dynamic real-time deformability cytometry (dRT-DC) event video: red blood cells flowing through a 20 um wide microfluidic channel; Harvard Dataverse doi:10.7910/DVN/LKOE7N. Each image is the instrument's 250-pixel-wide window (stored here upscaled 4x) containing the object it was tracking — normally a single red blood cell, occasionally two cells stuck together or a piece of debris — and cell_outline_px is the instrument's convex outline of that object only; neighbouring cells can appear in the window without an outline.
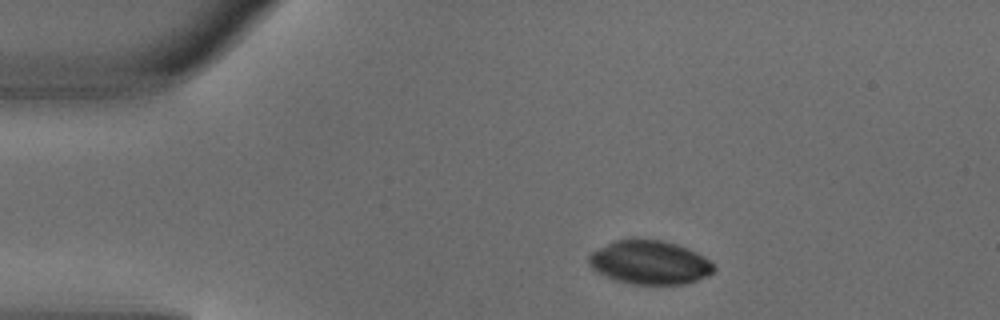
{"species": "common noctule bat (a hibernating species)", "species_latin": "Nyctalus noctula", "temperature_condition": "warm", "stored_images_in_passage": 4, "camera_frame_rate_fps": 3000, "um_per_image_px": 0.085, "animal": {"sex": "male", "body_mass_g": 18.8}, "frame": {"image": 1, "passage_image": 1, "time_ms": 0.0, "image_size_px": [1000, 320], "cell_outline_px": [[716, 268], [708, 276], [684, 284], [632, 284], [616, 280], [604, 276], [592, 268], [588, 264], [588, 256], [592, 252], [616, 240], [632, 236], [660, 240], [676, 244], [688, 248], [704, 256]], "centroid_in_image_um": [55.2, 22.28], "position_along_channel_um": 29.8, "area_um2": 32.14}}